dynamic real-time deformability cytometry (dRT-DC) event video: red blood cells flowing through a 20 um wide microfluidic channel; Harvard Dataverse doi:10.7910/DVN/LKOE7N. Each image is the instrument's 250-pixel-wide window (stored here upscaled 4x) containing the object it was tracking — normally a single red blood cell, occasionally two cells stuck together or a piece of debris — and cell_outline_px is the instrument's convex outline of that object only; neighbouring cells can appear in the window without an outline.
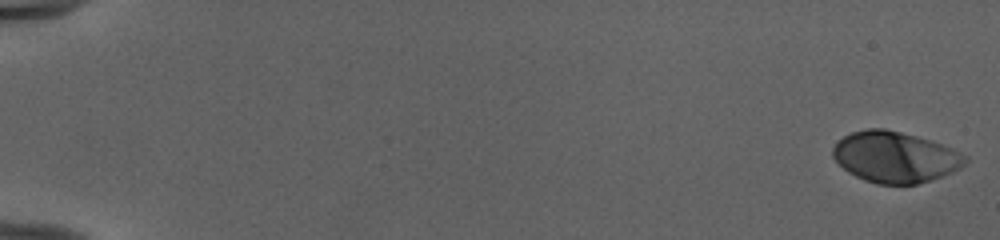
{"species": "human", "species_latin": "Homo sapiens", "temperature_condition": "cold", "stored_images_in_passage": 53, "camera_frame_rate_fps": 3000, "um_per_image_px": 0.085, "donor": {"sex": "female"}, "frame": {"image": 1, "passage_image": 1, "time_ms": 0.0, "image_size_px": [1000, 240], "cell_outline_px": [[968, 160], [960, 168], [952, 172], [932, 180], [916, 184], [876, 184], [864, 180], [848, 172], [832, 156], [832, 148], [844, 136], [852, 132], [868, 128], [884, 128], [916, 136], [952, 148], [968, 156]], "centroid_in_image_um": [76.09, 13.36], "position_along_channel_um": 8.9, "area_um2": 39.13}}
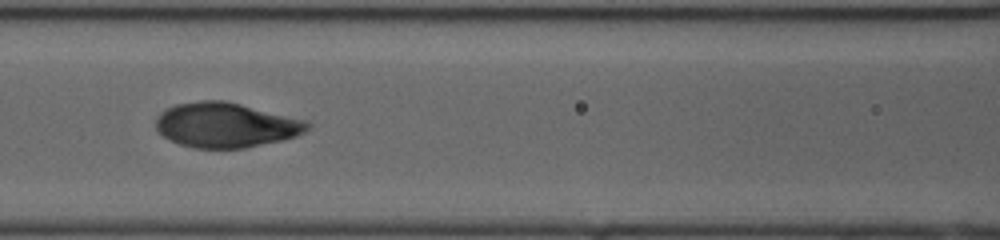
{"frame": {"image": 2, "passage_image": 26, "time_ms": 8.333, "image_size_px": [1000, 240], "cell_outline_px": [[312, 128], [296, 136], [280, 140], [244, 148], [192, 148], [168, 140], [156, 128], [156, 120], [168, 108], [176, 104], [200, 100], [224, 100], [308, 120], [312, 124]], "centroid_in_image_um": [19.24, 10.63], "position_along_channel_um": 147.4, "area_um2": 39.54}}
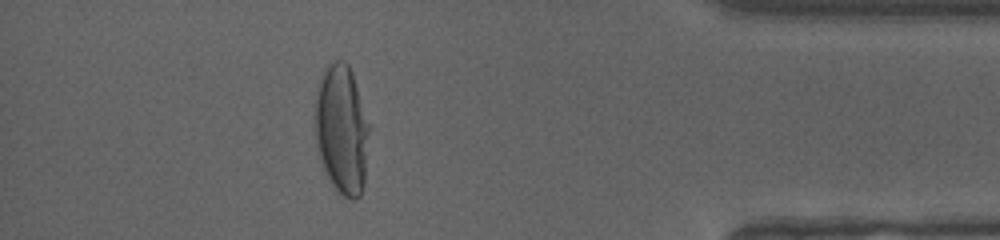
{"frame": {"image": 3, "passage_image": 48, "time_ms": 15.667, "image_size_px": [1000, 240], "cell_outline_px": [[368, 132], [364, 184], [360, 196], [352, 200], [344, 196], [332, 184], [324, 172], [320, 160], [316, 144], [316, 84], [320, 76], [328, 64], [336, 60], [344, 60], [348, 64], [352, 72], [368, 124]], "centroid_in_image_um": [29.02, 10.99], "position_along_channel_um": 406.2, "area_um2": 40.4}, "authors_computed_cell_mechanics": {"area_um2": 39.0728, "velocity_mm_per_s": 3.9707, "shape_relaxation_time_tau1_ms": 3.5658, "shape_relaxation_time_tau2_ms": null, "deformation_change_tau1": 0.2279, "deformation_change_tau2": null}}